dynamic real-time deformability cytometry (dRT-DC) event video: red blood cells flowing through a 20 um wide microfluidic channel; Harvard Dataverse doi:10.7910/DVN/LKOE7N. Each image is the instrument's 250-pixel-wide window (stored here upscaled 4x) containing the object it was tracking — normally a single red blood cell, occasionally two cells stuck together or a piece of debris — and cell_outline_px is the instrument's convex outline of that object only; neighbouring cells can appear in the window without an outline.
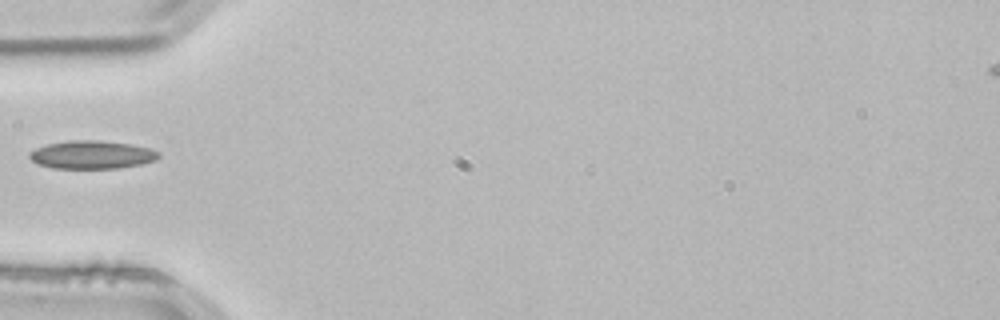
{"species": "common noctule bat (a hibernating species)", "species_latin": "Nyctalus noctula", "temperature_condition": "room temperature", "stored_images_in_passage": 36, "camera_frame_rate_fps": 3000, "um_per_image_px": 0.085, "animal": {"sex": "male", "body_mass_g": 21.5, "forearm_length_mm": 52.0}, "frame": {"image": 1, "passage_image": 1, "time_ms": 0.0, "image_size_px": [1000, 320], "cell_outline_px": [[160, 156], [156, 160], [140, 164], [116, 168], [52, 168], [36, 164], [28, 156], [28, 152], [36, 148], [48, 144], [68, 140], [100, 140], [128, 144], [148, 148], [160, 152]], "centroid_in_image_um": [7.77, 13.15], "position_along_channel_um": 77.2, "area_um2": 21.15}}
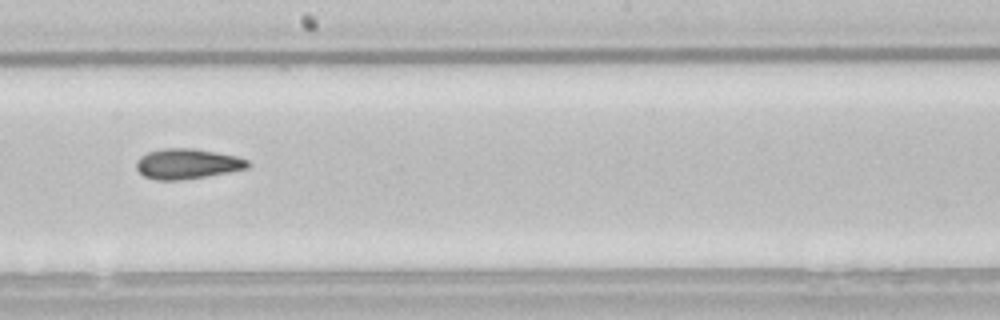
{"frame": {"image": 2, "passage_image": 13, "time_ms": 4.0, "image_size_px": [1000, 320], "cell_outline_px": [[252, 164], [248, 168], [228, 172], [180, 180], [156, 180], [144, 176], [136, 168], [136, 160], [140, 156], [148, 152], [164, 148], [192, 148], [216, 152], [236, 156], [248, 160]], "centroid_in_image_um": [15.91, 13.92], "position_along_channel_um": 232.3, "area_um2": 19.59}}
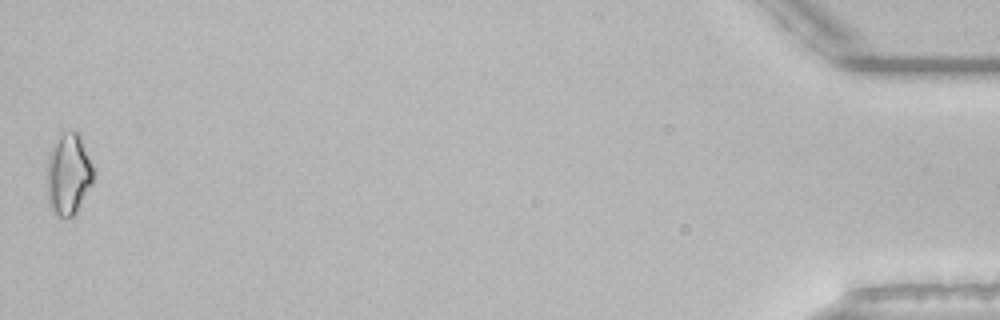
{"frame": {"image": 3, "passage_image": 36, "time_ms": 11.667, "image_size_px": [1000, 320], "cell_outline_px": [[92, 184], [76, 212], [72, 216], [56, 216], [48, 204], [48, 152], [52, 144], [64, 132], [80, 132], [92, 168]], "centroid_in_image_um": [5.8, 14.8], "position_along_channel_um": 429.4, "area_um2": 21.68}}